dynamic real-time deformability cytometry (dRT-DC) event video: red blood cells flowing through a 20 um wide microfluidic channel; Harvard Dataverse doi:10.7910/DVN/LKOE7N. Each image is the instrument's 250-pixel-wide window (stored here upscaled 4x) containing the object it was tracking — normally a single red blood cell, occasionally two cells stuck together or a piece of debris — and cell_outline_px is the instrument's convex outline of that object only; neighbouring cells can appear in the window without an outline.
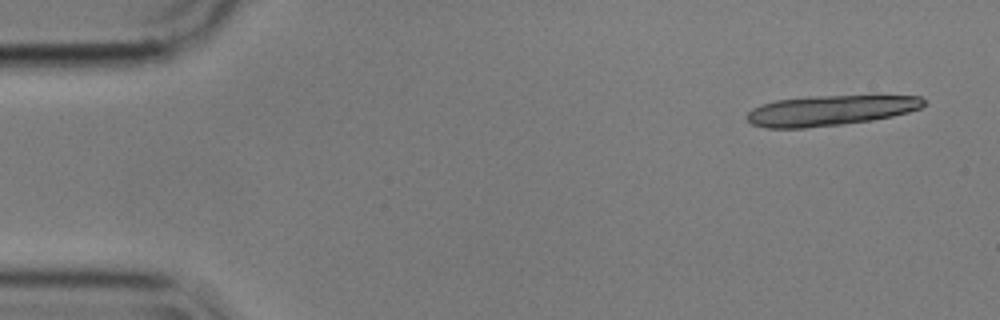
{"species": "common noctule bat (a hibernating species)", "species_latin": "Nyctalus noctula", "temperature_condition": "cold", "stored_images_in_passage": 18, "camera_frame_rate_fps": 3000, "um_per_image_px": 0.085, "animal": {"sex": "male", "body_mass_g": 17.9}, "frame": {"image": 1, "passage_image": 3, "time_ms": 0.667, "image_size_px": [1000, 320], "cell_outline_px": [[924, 104], [920, 108], [908, 112], [892, 116], [872, 120], [844, 124], [804, 128], [764, 128], [752, 124], [744, 116], [752, 108], [760, 104], [776, 100], [816, 96], [920, 96], [924, 100]], "centroid_in_image_um": [70.5, 9.4], "position_along_channel_um": 14.5, "area_um2": 31.1}}